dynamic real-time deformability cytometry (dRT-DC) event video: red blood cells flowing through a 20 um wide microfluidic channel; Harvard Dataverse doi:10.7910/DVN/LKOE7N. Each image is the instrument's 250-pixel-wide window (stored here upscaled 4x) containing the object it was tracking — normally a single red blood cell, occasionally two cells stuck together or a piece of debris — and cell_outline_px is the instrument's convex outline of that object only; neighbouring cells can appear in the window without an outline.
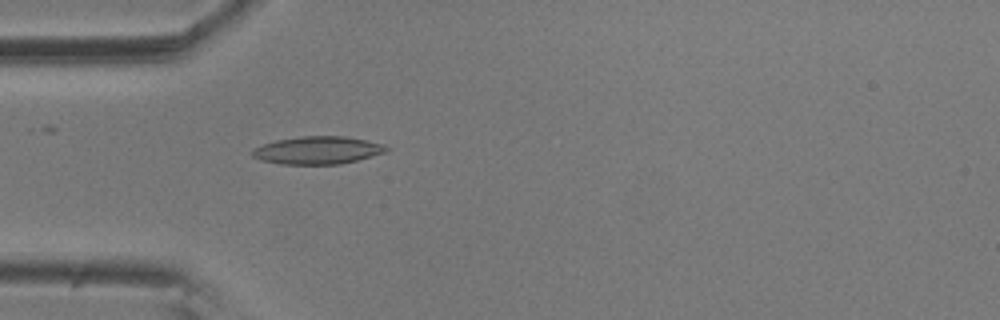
{"species": "common noctule bat (a hibernating species)", "species_latin": "Nyctalus noctula", "temperature_condition": "room temperature", "stored_images_in_passage": 1, "camera_frame_rate_fps": 3000, "um_per_image_px": 0.085, "animal": {"sex": "male", "body_mass_g": 20.5, "forearm_length_mm": 52.5}, "frame": {"image": 1, "passage_image": 1, "time_ms": 0.0, "image_size_px": [1000, 320], "cell_outline_px": [[392, 148], [384, 152], [356, 160], [340, 164], [280, 164], [264, 160], [252, 156], [252, 148], [276, 140], [300, 136], [344, 136], [368, 140], [384, 144]], "centroid_in_image_um": [27.02, 12.76], "position_along_channel_um": 58.0, "area_um2": 21.56}}